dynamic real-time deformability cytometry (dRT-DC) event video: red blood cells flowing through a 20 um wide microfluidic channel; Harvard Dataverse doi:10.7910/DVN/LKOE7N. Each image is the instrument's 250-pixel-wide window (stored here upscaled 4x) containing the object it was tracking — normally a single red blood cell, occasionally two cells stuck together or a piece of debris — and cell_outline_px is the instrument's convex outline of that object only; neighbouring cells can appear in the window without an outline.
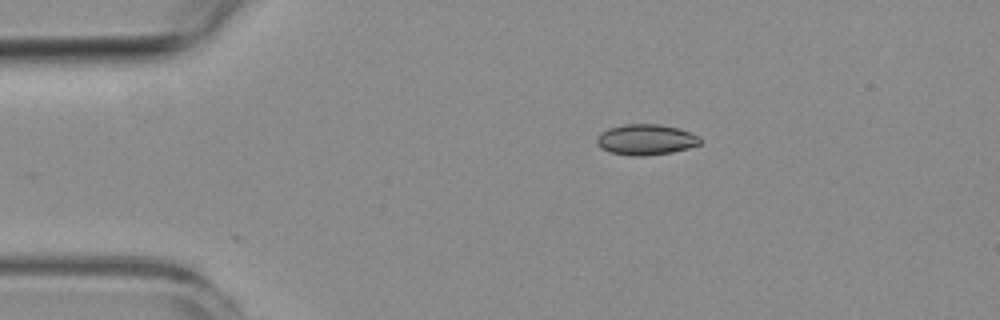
{"species": "common noctule bat (a hibernating species)", "species_latin": "Nyctalus noctula", "temperature_condition": "room temperature", "stored_images_in_passage": 5, "camera_frame_rate_fps": 3000, "um_per_image_px": 0.085, "animal": {"sex": "female", "body_mass_g": 19.3, "forearm_length_mm": 54.1}, "frame": {"image": 1, "passage_image": 2, "time_ms": 2.0, "image_size_px": [1000, 320], "cell_outline_px": [[700, 144], [688, 148], [672, 152], [644, 156], [632, 156], [608, 152], [600, 148], [596, 144], [596, 136], [600, 132], [608, 128], [624, 124], [660, 124], [676, 128], [700, 136]], "centroid_in_image_um": [54.84, 11.87], "position_along_channel_um": 30.2, "area_um2": 18.61}}
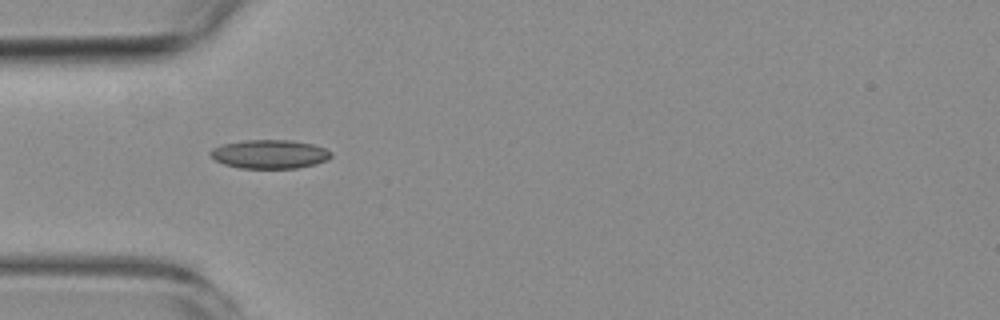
{"frame": {"image": 2, "passage_image": 4, "time_ms": 4.333, "image_size_px": [1000, 320], "cell_outline_px": [[332, 156], [328, 160], [316, 164], [296, 168], [240, 168], [224, 164], [216, 160], [208, 152], [212, 148], [224, 144], [244, 140], [292, 140], [312, 144], [324, 148], [332, 152]], "centroid_in_image_um": [22.94, 13.1], "position_along_channel_um": 62.1, "area_um2": 20.23}}
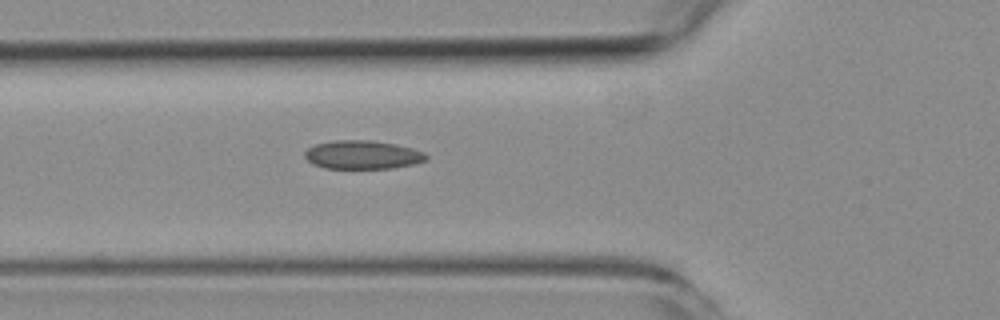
{"frame": {"image": 3, "passage_image": 5, "time_ms": 5.333, "image_size_px": [1000, 320], "cell_outline_px": [[428, 160], [412, 164], [392, 168], [324, 168], [312, 164], [304, 156], [304, 152], [308, 148], [316, 144], [336, 140], [372, 140], [396, 144], [412, 148], [424, 152], [428, 156]], "centroid_in_image_um": [30.82, 13.15], "position_along_channel_um": 95.0, "area_um2": 20.23}}